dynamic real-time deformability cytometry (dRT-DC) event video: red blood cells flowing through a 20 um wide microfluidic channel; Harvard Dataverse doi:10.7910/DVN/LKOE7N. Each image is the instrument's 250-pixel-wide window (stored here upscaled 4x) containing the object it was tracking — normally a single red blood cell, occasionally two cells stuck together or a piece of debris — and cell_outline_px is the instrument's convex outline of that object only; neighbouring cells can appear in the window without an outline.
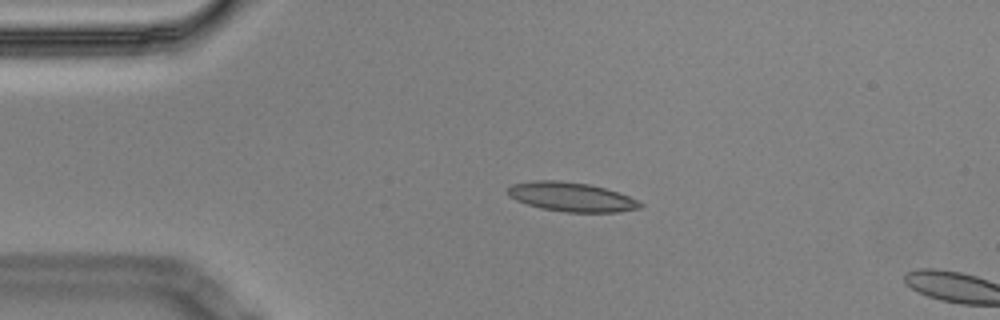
{"species": "Egyptian fruit bat (a non-hibernating species)", "species_latin": "Rousettus aegyptiacus", "temperature_condition": "cold", "stored_images_in_passage": 5, "camera_frame_rate_fps": 3000, "um_per_image_px": 0.085, "animal": {"sex": "male"}, "frame": {"image": 1, "passage_image": 4, "time_ms": 1.0, "image_size_px": [1000, 320], "cell_outline_px": [[644, 204], [640, 208], [616, 212], [564, 212], [540, 208], [516, 200], [508, 196], [508, 188], [512, 184], [532, 180], [560, 180], [588, 184], [604, 188], [628, 196]], "centroid_in_image_um": [48.53, 16.73], "position_along_channel_um": 36.5, "area_um2": 22.43}}